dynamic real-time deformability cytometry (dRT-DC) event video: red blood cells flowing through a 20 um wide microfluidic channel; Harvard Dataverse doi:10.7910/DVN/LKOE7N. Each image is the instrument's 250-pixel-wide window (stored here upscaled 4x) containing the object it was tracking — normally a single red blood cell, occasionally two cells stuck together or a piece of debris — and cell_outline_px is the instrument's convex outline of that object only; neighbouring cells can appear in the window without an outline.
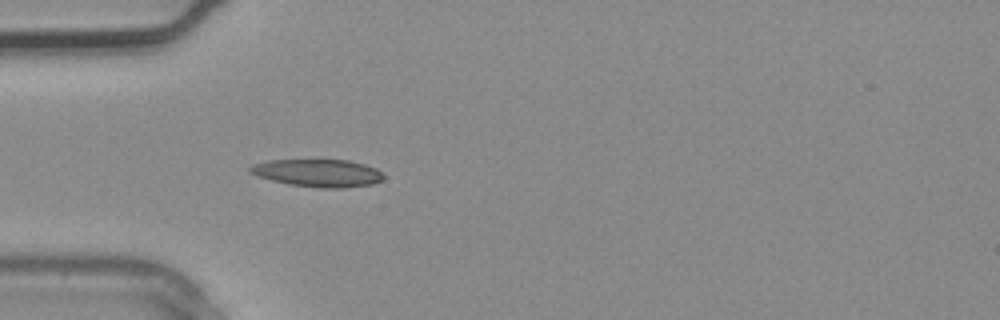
{"species": "common noctule bat (a hibernating species)", "species_latin": "Nyctalus noctula", "temperature_condition": "warm", "stored_images_in_passage": 1, "camera_frame_rate_fps": 3000, "um_per_image_px": 0.085, "animal": {"sex": "male", "body_mass_g": 20.4}, "frame": {"image": 1, "passage_image": 1, "time_ms": 0.0, "image_size_px": [1000, 320], "cell_outline_px": [[384, 180], [372, 184], [344, 188], [320, 188], [288, 184], [272, 180], [248, 172], [248, 168], [252, 164], [268, 160], [348, 160], [364, 164], [376, 168], [384, 176]], "centroid_in_image_um": [27.03, 14.7], "position_along_channel_um": 58.0, "area_um2": 21.5}}